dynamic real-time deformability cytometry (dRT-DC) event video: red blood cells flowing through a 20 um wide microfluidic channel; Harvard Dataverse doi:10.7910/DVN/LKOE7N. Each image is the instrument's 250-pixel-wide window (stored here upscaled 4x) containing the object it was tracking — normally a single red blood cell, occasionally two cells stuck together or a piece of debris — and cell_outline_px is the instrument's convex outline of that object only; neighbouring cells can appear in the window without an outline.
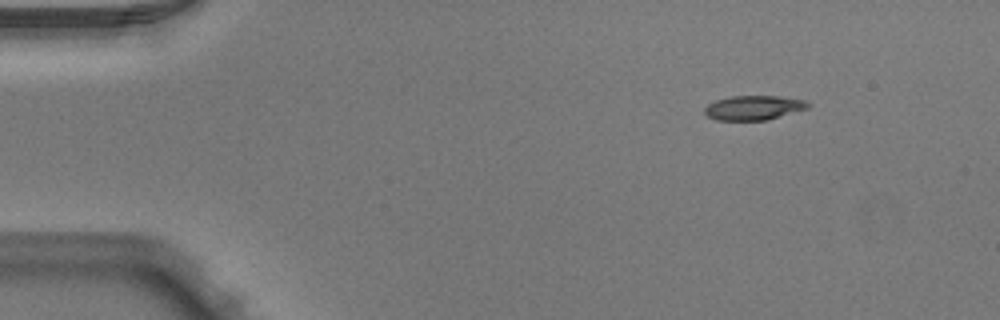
{"species": "Egyptian fruit bat (a non-hibernating species)", "species_latin": "Rousettus aegyptiacus", "temperature_condition": "warm", "stored_images_in_passage": 3, "camera_frame_rate_fps": 3000, "um_per_image_px": 0.085, "animal": {"sex": "male"}, "frame": {"image": 1, "passage_image": 1, "time_ms": 0.0, "image_size_px": [1000, 320], "cell_outline_px": [[808, 108], [768, 120], [716, 120], [708, 116], [704, 112], [704, 108], [708, 104], [716, 100], [732, 96], [780, 96], [804, 100], [808, 104]], "centroid_in_image_um": [64.04, 9.16], "position_along_channel_um": 21.0, "area_um2": 14.62}}